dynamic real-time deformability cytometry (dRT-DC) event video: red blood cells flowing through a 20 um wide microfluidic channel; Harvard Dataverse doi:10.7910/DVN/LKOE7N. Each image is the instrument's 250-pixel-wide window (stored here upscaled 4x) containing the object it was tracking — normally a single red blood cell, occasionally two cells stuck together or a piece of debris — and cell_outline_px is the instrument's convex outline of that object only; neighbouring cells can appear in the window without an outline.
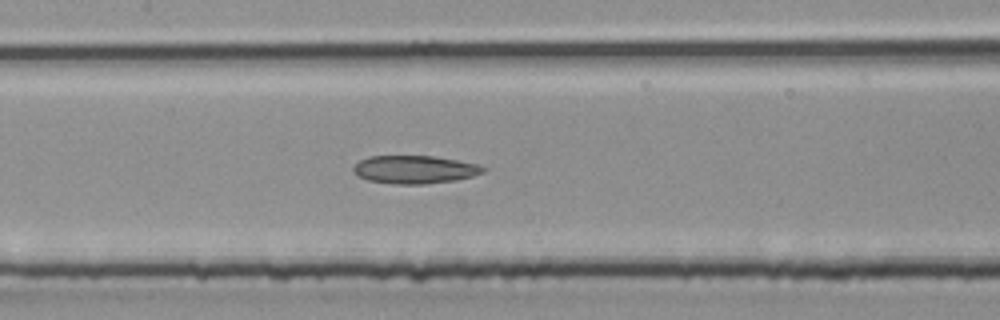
{"species": "common noctule bat (a hibernating species)", "species_latin": "Nyctalus noctula", "temperature_condition": "room temperature", "stored_images_in_passage": 35, "segment_of_instrument_passage": [2, 2], "camera_frame_rate_fps": 3000, "um_per_image_px": 0.085, "animal": {"sex": "male", "body_mass_g": 20.4}, "frame": {"image": 1, "passage_image": 17, "time_ms": 5.333, "image_size_px": [1000, 320], "cell_outline_px": [[488, 168], [484, 172], [472, 176], [456, 180], [424, 184], [392, 184], [368, 180], [356, 176], [352, 168], [360, 160], [368, 156], [432, 156], [480, 164]], "centroid_in_image_um": [35.25, 14.41], "position_along_channel_um": 172.2, "area_um2": 21.33}}
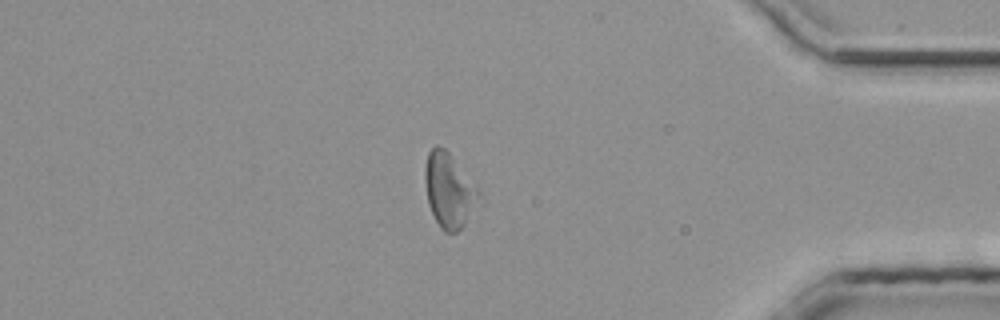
{"frame": {"image": 2, "passage_image": 30, "time_ms": 9.667, "image_size_px": [1000, 320], "cell_outline_px": [[480, 192], [464, 224], [456, 232], [444, 232], [440, 228], [428, 204], [424, 180], [424, 172], [428, 152], [436, 144], [444, 148], [448, 152]], "centroid_in_image_um": [38.09, 16.16], "position_along_channel_um": 397.1, "area_um2": 22.48}}
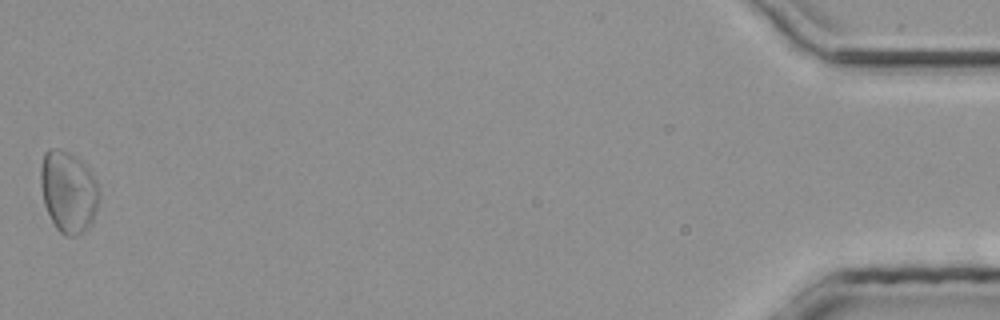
{"frame": {"image": 3, "passage_image": 35, "time_ms": 11.333, "image_size_px": [1000, 320], "cell_outline_px": [[100, 200], [96, 212], [92, 220], [84, 232], [76, 236], [64, 236], [56, 228], [44, 204], [40, 184], [40, 164], [44, 152], [48, 148], [60, 148], [76, 156], [88, 168], [96, 180], [100, 188]], "centroid_in_image_um": [5.81, 16.27], "position_along_channel_um": 429.4, "area_um2": 28.26}}